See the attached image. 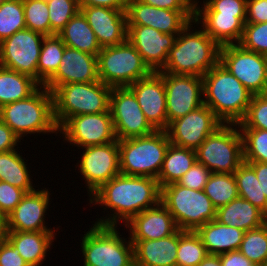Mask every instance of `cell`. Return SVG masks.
<instances>
[{
	"mask_svg": "<svg viewBox=\"0 0 267 266\" xmlns=\"http://www.w3.org/2000/svg\"><path fill=\"white\" fill-rule=\"evenodd\" d=\"M89 201L114 211L110 217L98 218L94 224L117 227L120 221L126 224L137 214L159 204L161 187L152 177L119 174L95 191Z\"/></svg>",
	"mask_w": 267,
	"mask_h": 266,
	"instance_id": "cell-1",
	"label": "cell"
},
{
	"mask_svg": "<svg viewBox=\"0 0 267 266\" xmlns=\"http://www.w3.org/2000/svg\"><path fill=\"white\" fill-rule=\"evenodd\" d=\"M192 23L177 35L160 72L203 77L219 63L221 46L201 28L190 31Z\"/></svg>",
	"mask_w": 267,
	"mask_h": 266,
	"instance_id": "cell-2",
	"label": "cell"
},
{
	"mask_svg": "<svg viewBox=\"0 0 267 266\" xmlns=\"http://www.w3.org/2000/svg\"><path fill=\"white\" fill-rule=\"evenodd\" d=\"M202 81L204 105L224 124H238L253 94L220 62L202 77Z\"/></svg>",
	"mask_w": 267,
	"mask_h": 266,
	"instance_id": "cell-3",
	"label": "cell"
},
{
	"mask_svg": "<svg viewBox=\"0 0 267 266\" xmlns=\"http://www.w3.org/2000/svg\"><path fill=\"white\" fill-rule=\"evenodd\" d=\"M0 119L19 139L27 134H58V126L54 119L53 95L45 86H40L26 99L2 106Z\"/></svg>",
	"mask_w": 267,
	"mask_h": 266,
	"instance_id": "cell-4",
	"label": "cell"
},
{
	"mask_svg": "<svg viewBox=\"0 0 267 266\" xmlns=\"http://www.w3.org/2000/svg\"><path fill=\"white\" fill-rule=\"evenodd\" d=\"M119 141L120 174L157 179L170 141L166 131Z\"/></svg>",
	"mask_w": 267,
	"mask_h": 266,
	"instance_id": "cell-5",
	"label": "cell"
},
{
	"mask_svg": "<svg viewBox=\"0 0 267 266\" xmlns=\"http://www.w3.org/2000/svg\"><path fill=\"white\" fill-rule=\"evenodd\" d=\"M111 90L112 87L100 80L58 86L52 92L54 119L58 128L72 116L108 111Z\"/></svg>",
	"mask_w": 267,
	"mask_h": 266,
	"instance_id": "cell-6",
	"label": "cell"
},
{
	"mask_svg": "<svg viewBox=\"0 0 267 266\" xmlns=\"http://www.w3.org/2000/svg\"><path fill=\"white\" fill-rule=\"evenodd\" d=\"M81 243L83 266H134V246L116 226L92 224Z\"/></svg>",
	"mask_w": 267,
	"mask_h": 266,
	"instance_id": "cell-7",
	"label": "cell"
},
{
	"mask_svg": "<svg viewBox=\"0 0 267 266\" xmlns=\"http://www.w3.org/2000/svg\"><path fill=\"white\" fill-rule=\"evenodd\" d=\"M161 203L171 213L180 230L195 231L216 219V207L203 190L172 183L161 187Z\"/></svg>",
	"mask_w": 267,
	"mask_h": 266,
	"instance_id": "cell-8",
	"label": "cell"
},
{
	"mask_svg": "<svg viewBox=\"0 0 267 266\" xmlns=\"http://www.w3.org/2000/svg\"><path fill=\"white\" fill-rule=\"evenodd\" d=\"M237 126L223 124L209 135L195 150L197 162L212 173L233 174L244 162L243 138Z\"/></svg>",
	"mask_w": 267,
	"mask_h": 266,
	"instance_id": "cell-9",
	"label": "cell"
},
{
	"mask_svg": "<svg viewBox=\"0 0 267 266\" xmlns=\"http://www.w3.org/2000/svg\"><path fill=\"white\" fill-rule=\"evenodd\" d=\"M99 80L110 87H128L153 71L128 39L98 53Z\"/></svg>",
	"mask_w": 267,
	"mask_h": 266,
	"instance_id": "cell-10",
	"label": "cell"
},
{
	"mask_svg": "<svg viewBox=\"0 0 267 266\" xmlns=\"http://www.w3.org/2000/svg\"><path fill=\"white\" fill-rule=\"evenodd\" d=\"M219 62L253 95L267 94V61L239 44L221 46Z\"/></svg>",
	"mask_w": 267,
	"mask_h": 266,
	"instance_id": "cell-11",
	"label": "cell"
},
{
	"mask_svg": "<svg viewBox=\"0 0 267 266\" xmlns=\"http://www.w3.org/2000/svg\"><path fill=\"white\" fill-rule=\"evenodd\" d=\"M44 35L27 28L0 42V66L37 81V64Z\"/></svg>",
	"mask_w": 267,
	"mask_h": 266,
	"instance_id": "cell-12",
	"label": "cell"
},
{
	"mask_svg": "<svg viewBox=\"0 0 267 266\" xmlns=\"http://www.w3.org/2000/svg\"><path fill=\"white\" fill-rule=\"evenodd\" d=\"M109 109L117 140L146 136L155 131L128 87H112Z\"/></svg>",
	"mask_w": 267,
	"mask_h": 266,
	"instance_id": "cell-13",
	"label": "cell"
},
{
	"mask_svg": "<svg viewBox=\"0 0 267 266\" xmlns=\"http://www.w3.org/2000/svg\"><path fill=\"white\" fill-rule=\"evenodd\" d=\"M60 131V132H59ZM65 141L84 148L116 141L110 109L97 114H83L68 118L59 128Z\"/></svg>",
	"mask_w": 267,
	"mask_h": 266,
	"instance_id": "cell-14",
	"label": "cell"
},
{
	"mask_svg": "<svg viewBox=\"0 0 267 266\" xmlns=\"http://www.w3.org/2000/svg\"><path fill=\"white\" fill-rule=\"evenodd\" d=\"M83 149L77 167L85 180L90 197L104 183L120 174L119 141Z\"/></svg>",
	"mask_w": 267,
	"mask_h": 266,
	"instance_id": "cell-15",
	"label": "cell"
},
{
	"mask_svg": "<svg viewBox=\"0 0 267 266\" xmlns=\"http://www.w3.org/2000/svg\"><path fill=\"white\" fill-rule=\"evenodd\" d=\"M224 123L206 105L169 123L165 130L171 144L196 150Z\"/></svg>",
	"mask_w": 267,
	"mask_h": 266,
	"instance_id": "cell-16",
	"label": "cell"
},
{
	"mask_svg": "<svg viewBox=\"0 0 267 266\" xmlns=\"http://www.w3.org/2000/svg\"><path fill=\"white\" fill-rule=\"evenodd\" d=\"M168 125L204 104L202 77L163 73Z\"/></svg>",
	"mask_w": 267,
	"mask_h": 266,
	"instance_id": "cell-17",
	"label": "cell"
},
{
	"mask_svg": "<svg viewBox=\"0 0 267 266\" xmlns=\"http://www.w3.org/2000/svg\"><path fill=\"white\" fill-rule=\"evenodd\" d=\"M127 25L152 27L165 34L178 35L194 21V11H175L157 8L140 0H128Z\"/></svg>",
	"mask_w": 267,
	"mask_h": 266,
	"instance_id": "cell-18",
	"label": "cell"
},
{
	"mask_svg": "<svg viewBox=\"0 0 267 266\" xmlns=\"http://www.w3.org/2000/svg\"><path fill=\"white\" fill-rule=\"evenodd\" d=\"M50 192L48 189L26 193L21 202L3 220V231L41 232L55 231L45 225V216L49 209Z\"/></svg>",
	"mask_w": 267,
	"mask_h": 266,
	"instance_id": "cell-19",
	"label": "cell"
},
{
	"mask_svg": "<svg viewBox=\"0 0 267 266\" xmlns=\"http://www.w3.org/2000/svg\"><path fill=\"white\" fill-rule=\"evenodd\" d=\"M128 88L134 93L146 120L155 130L168 127L166 112V92L163 73L152 72L145 78L134 82Z\"/></svg>",
	"mask_w": 267,
	"mask_h": 266,
	"instance_id": "cell-20",
	"label": "cell"
},
{
	"mask_svg": "<svg viewBox=\"0 0 267 266\" xmlns=\"http://www.w3.org/2000/svg\"><path fill=\"white\" fill-rule=\"evenodd\" d=\"M127 28L128 41L136 48L147 66L153 72L160 71L165 66L177 36L143 25H127Z\"/></svg>",
	"mask_w": 267,
	"mask_h": 266,
	"instance_id": "cell-21",
	"label": "cell"
},
{
	"mask_svg": "<svg viewBox=\"0 0 267 266\" xmlns=\"http://www.w3.org/2000/svg\"><path fill=\"white\" fill-rule=\"evenodd\" d=\"M99 81L96 55L66 46L57 71L44 83L53 92L67 83H91Z\"/></svg>",
	"mask_w": 267,
	"mask_h": 266,
	"instance_id": "cell-22",
	"label": "cell"
},
{
	"mask_svg": "<svg viewBox=\"0 0 267 266\" xmlns=\"http://www.w3.org/2000/svg\"><path fill=\"white\" fill-rule=\"evenodd\" d=\"M101 48L119 45L127 40L126 9L80 6Z\"/></svg>",
	"mask_w": 267,
	"mask_h": 266,
	"instance_id": "cell-23",
	"label": "cell"
},
{
	"mask_svg": "<svg viewBox=\"0 0 267 266\" xmlns=\"http://www.w3.org/2000/svg\"><path fill=\"white\" fill-rule=\"evenodd\" d=\"M124 225L129 229L130 240L161 239L178 230L171 213L161 202L137 214Z\"/></svg>",
	"mask_w": 267,
	"mask_h": 266,
	"instance_id": "cell-24",
	"label": "cell"
},
{
	"mask_svg": "<svg viewBox=\"0 0 267 266\" xmlns=\"http://www.w3.org/2000/svg\"><path fill=\"white\" fill-rule=\"evenodd\" d=\"M180 229L153 240H130L134 246V266H177Z\"/></svg>",
	"mask_w": 267,
	"mask_h": 266,
	"instance_id": "cell-25",
	"label": "cell"
},
{
	"mask_svg": "<svg viewBox=\"0 0 267 266\" xmlns=\"http://www.w3.org/2000/svg\"><path fill=\"white\" fill-rule=\"evenodd\" d=\"M245 21L246 16L194 13V24L199 25L202 22V29L220 46L238 44L243 34Z\"/></svg>",
	"mask_w": 267,
	"mask_h": 266,
	"instance_id": "cell-26",
	"label": "cell"
},
{
	"mask_svg": "<svg viewBox=\"0 0 267 266\" xmlns=\"http://www.w3.org/2000/svg\"><path fill=\"white\" fill-rule=\"evenodd\" d=\"M55 231L17 232L3 231V236L18 249L19 255L30 266H42L52 242Z\"/></svg>",
	"mask_w": 267,
	"mask_h": 266,
	"instance_id": "cell-27",
	"label": "cell"
},
{
	"mask_svg": "<svg viewBox=\"0 0 267 266\" xmlns=\"http://www.w3.org/2000/svg\"><path fill=\"white\" fill-rule=\"evenodd\" d=\"M195 231L207 253L215 255L238 250L245 233L239 228L223 225L216 220L207 222Z\"/></svg>",
	"mask_w": 267,
	"mask_h": 266,
	"instance_id": "cell-28",
	"label": "cell"
},
{
	"mask_svg": "<svg viewBox=\"0 0 267 266\" xmlns=\"http://www.w3.org/2000/svg\"><path fill=\"white\" fill-rule=\"evenodd\" d=\"M216 221L243 231L258 228L267 222V216L249 201L238 197L217 208Z\"/></svg>",
	"mask_w": 267,
	"mask_h": 266,
	"instance_id": "cell-29",
	"label": "cell"
},
{
	"mask_svg": "<svg viewBox=\"0 0 267 266\" xmlns=\"http://www.w3.org/2000/svg\"><path fill=\"white\" fill-rule=\"evenodd\" d=\"M57 35L65 46L96 56L101 51L96 35L81 11L74 15Z\"/></svg>",
	"mask_w": 267,
	"mask_h": 266,
	"instance_id": "cell-30",
	"label": "cell"
},
{
	"mask_svg": "<svg viewBox=\"0 0 267 266\" xmlns=\"http://www.w3.org/2000/svg\"><path fill=\"white\" fill-rule=\"evenodd\" d=\"M196 161L195 150L170 143L157 178L160 187L177 183Z\"/></svg>",
	"mask_w": 267,
	"mask_h": 266,
	"instance_id": "cell-31",
	"label": "cell"
},
{
	"mask_svg": "<svg viewBox=\"0 0 267 266\" xmlns=\"http://www.w3.org/2000/svg\"><path fill=\"white\" fill-rule=\"evenodd\" d=\"M40 86L32 77L0 66V108L28 98Z\"/></svg>",
	"mask_w": 267,
	"mask_h": 266,
	"instance_id": "cell-32",
	"label": "cell"
},
{
	"mask_svg": "<svg viewBox=\"0 0 267 266\" xmlns=\"http://www.w3.org/2000/svg\"><path fill=\"white\" fill-rule=\"evenodd\" d=\"M17 149L0 153V181H5L26 193L34 191L28 171L27 162L16 151Z\"/></svg>",
	"mask_w": 267,
	"mask_h": 266,
	"instance_id": "cell-33",
	"label": "cell"
},
{
	"mask_svg": "<svg viewBox=\"0 0 267 266\" xmlns=\"http://www.w3.org/2000/svg\"><path fill=\"white\" fill-rule=\"evenodd\" d=\"M65 47L62 39L56 34L44 37L37 64V82L41 86L57 71Z\"/></svg>",
	"mask_w": 267,
	"mask_h": 266,
	"instance_id": "cell-34",
	"label": "cell"
},
{
	"mask_svg": "<svg viewBox=\"0 0 267 266\" xmlns=\"http://www.w3.org/2000/svg\"><path fill=\"white\" fill-rule=\"evenodd\" d=\"M233 175L239 197L249 201L267 216V197L262 195L261 184H259L255 171L246 162H243Z\"/></svg>",
	"mask_w": 267,
	"mask_h": 266,
	"instance_id": "cell-35",
	"label": "cell"
},
{
	"mask_svg": "<svg viewBox=\"0 0 267 266\" xmlns=\"http://www.w3.org/2000/svg\"><path fill=\"white\" fill-rule=\"evenodd\" d=\"M203 191L216 209L239 197L233 174L212 173Z\"/></svg>",
	"mask_w": 267,
	"mask_h": 266,
	"instance_id": "cell-36",
	"label": "cell"
},
{
	"mask_svg": "<svg viewBox=\"0 0 267 266\" xmlns=\"http://www.w3.org/2000/svg\"><path fill=\"white\" fill-rule=\"evenodd\" d=\"M208 255L196 231L180 230L177 251V266H198Z\"/></svg>",
	"mask_w": 267,
	"mask_h": 266,
	"instance_id": "cell-37",
	"label": "cell"
},
{
	"mask_svg": "<svg viewBox=\"0 0 267 266\" xmlns=\"http://www.w3.org/2000/svg\"><path fill=\"white\" fill-rule=\"evenodd\" d=\"M25 28L23 0H1L0 42Z\"/></svg>",
	"mask_w": 267,
	"mask_h": 266,
	"instance_id": "cell-38",
	"label": "cell"
},
{
	"mask_svg": "<svg viewBox=\"0 0 267 266\" xmlns=\"http://www.w3.org/2000/svg\"><path fill=\"white\" fill-rule=\"evenodd\" d=\"M238 250L256 266H262L267 259V222L246 231Z\"/></svg>",
	"mask_w": 267,
	"mask_h": 266,
	"instance_id": "cell-39",
	"label": "cell"
},
{
	"mask_svg": "<svg viewBox=\"0 0 267 266\" xmlns=\"http://www.w3.org/2000/svg\"><path fill=\"white\" fill-rule=\"evenodd\" d=\"M243 138L244 162L267 163V130L240 129Z\"/></svg>",
	"mask_w": 267,
	"mask_h": 266,
	"instance_id": "cell-40",
	"label": "cell"
},
{
	"mask_svg": "<svg viewBox=\"0 0 267 266\" xmlns=\"http://www.w3.org/2000/svg\"><path fill=\"white\" fill-rule=\"evenodd\" d=\"M26 28L50 36L49 9L46 0H23Z\"/></svg>",
	"mask_w": 267,
	"mask_h": 266,
	"instance_id": "cell-41",
	"label": "cell"
},
{
	"mask_svg": "<svg viewBox=\"0 0 267 266\" xmlns=\"http://www.w3.org/2000/svg\"><path fill=\"white\" fill-rule=\"evenodd\" d=\"M49 9L50 36L57 35L80 11L79 0H46Z\"/></svg>",
	"mask_w": 267,
	"mask_h": 266,
	"instance_id": "cell-42",
	"label": "cell"
},
{
	"mask_svg": "<svg viewBox=\"0 0 267 266\" xmlns=\"http://www.w3.org/2000/svg\"><path fill=\"white\" fill-rule=\"evenodd\" d=\"M238 126L240 129L267 130V94L253 95L247 112Z\"/></svg>",
	"mask_w": 267,
	"mask_h": 266,
	"instance_id": "cell-43",
	"label": "cell"
},
{
	"mask_svg": "<svg viewBox=\"0 0 267 266\" xmlns=\"http://www.w3.org/2000/svg\"><path fill=\"white\" fill-rule=\"evenodd\" d=\"M242 48L267 54V22L264 23H245L243 34L238 43Z\"/></svg>",
	"mask_w": 267,
	"mask_h": 266,
	"instance_id": "cell-44",
	"label": "cell"
},
{
	"mask_svg": "<svg viewBox=\"0 0 267 266\" xmlns=\"http://www.w3.org/2000/svg\"><path fill=\"white\" fill-rule=\"evenodd\" d=\"M247 0H203V8L194 4V13H220L227 16H246Z\"/></svg>",
	"mask_w": 267,
	"mask_h": 266,
	"instance_id": "cell-45",
	"label": "cell"
},
{
	"mask_svg": "<svg viewBox=\"0 0 267 266\" xmlns=\"http://www.w3.org/2000/svg\"><path fill=\"white\" fill-rule=\"evenodd\" d=\"M26 192L5 181H0V217L4 220L21 202Z\"/></svg>",
	"mask_w": 267,
	"mask_h": 266,
	"instance_id": "cell-46",
	"label": "cell"
},
{
	"mask_svg": "<svg viewBox=\"0 0 267 266\" xmlns=\"http://www.w3.org/2000/svg\"><path fill=\"white\" fill-rule=\"evenodd\" d=\"M211 174L206 166L196 161L177 183L193 190H204Z\"/></svg>",
	"mask_w": 267,
	"mask_h": 266,
	"instance_id": "cell-47",
	"label": "cell"
},
{
	"mask_svg": "<svg viewBox=\"0 0 267 266\" xmlns=\"http://www.w3.org/2000/svg\"><path fill=\"white\" fill-rule=\"evenodd\" d=\"M0 266H30L4 236L0 238Z\"/></svg>",
	"mask_w": 267,
	"mask_h": 266,
	"instance_id": "cell-48",
	"label": "cell"
},
{
	"mask_svg": "<svg viewBox=\"0 0 267 266\" xmlns=\"http://www.w3.org/2000/svg\"><path fill=\"white\" fill-rule=\"evenodd\" d=\"M264 22H267V0H247L245 23Z\"/></svg>",
	"mask_w": 267,
	"mask_h": 266,
	"instance_id": "cell-49",
	"label": "cell"
},
{
	"mask_svg": "<svg viewBox=\"0 0 267 266\" xmlns=\"http://www.w3.org/2000/svg\"><path fill=\"white\" fill-rule=\"evenodd\" d=\"M145 4L175 11H194L191 0H140Z\"/></svg>",
	"mask_w": 267,
	"mask_h": 266,
	"instance_id": "cell-50",
	"label": "cell"
},
{
	"mask_svg": "<svg viewBox=\"0 0 267 266\" xmlns=\"http://www.w3.org/2000/svg\"><path fill=\"white\" fill-rule=\"evenodd\" d=\"M14 134L11 128L0 119V153L16 149L21 140Z\"/></svg>",
	"mask_w": 267,
	"mask_h": 266,
	"instance_id": "cell-51",
	"label": "cell"
},
{
	"mask_svg": "<svg viewBox=\"0 0 267 266\" xmlns=\"http://www.w3.org/2000/svg\"><path fill=\"white\" fill-rule=\"evenodd\" d=\"M220 261L222 266H256L239 250L220 254Z\"/></svg>",
	"mask_w": 267,
	"mask_h": 266,
	"instance_id": "cell-52",
	"label": "cell"
},
{
	"mask_svg": "<svg viewBox=\"0 0 267 266\" xmlns=\"http://www.w3.org/2000/svg\"><path fill=\"white\" fill-rule=\"evenodd\" d=\"M128 0H79V6H101L112 9H126Z\"/></svg>",
	"mask_w": 267,
	"mask_h": 266,
	"instance_id": "cell-53",
	"label": "cell"
},
{
	"mask_svg": "<svg viewBox=\"0 0 267 266\" xmlns=\"http://www.w3.org/2000/svg\"><path fill=\"white\" fill-rule=\"evenodd\" d=\"M256 173L259 184H261L262 195L267 197V163L246 162Z\"/></svg>",
	"mask_w": 267,
	"mask_h": 266,
	"instance_id": "cell-54",
	"label": "cell"
},
{
	"mask_svg": "<svg viewBox=\"0 0 267 266\" xmlns=\"http://www.w3.org/2000/svg\"><path fill=\"white\" fill-rule=\"evenodd\" d=\"M198 266H222L220 255L208 254Z\"/></svg>",
	"mask_w": 267,
	"mask_h": 266,
	"instance_id": "cell-55",
	"label": "cell"
},
{
	"mask_svg": "<svg viewBox=\"0 0 267 266\" xmlns=\"http://www.w3.org/2000/svg\"><path fill=\"white\" fill-rule=\"evenodd\" d=\"M3 236V219L0 217V238Z\"/></svg>",
	"mask_w": 267,
	"mask_h": 266,
	"instance_id": "cell-56",
	"label": "cell"
},
{
	"mask_svg": "<svg viewBox=\"0 0 267 266\" xmlns=\"http://www.w3.org/2000/svg\"><path fill=\"white\" fill-rule=\"evenodd\" d=\"M262 266H267V259L265 260V262Z\"/></svg>",
	"mask_w": 267,
	"mask_h": 266,
	"instance_id": "cell-57",
	"label": "cell"
}]
</instances>
